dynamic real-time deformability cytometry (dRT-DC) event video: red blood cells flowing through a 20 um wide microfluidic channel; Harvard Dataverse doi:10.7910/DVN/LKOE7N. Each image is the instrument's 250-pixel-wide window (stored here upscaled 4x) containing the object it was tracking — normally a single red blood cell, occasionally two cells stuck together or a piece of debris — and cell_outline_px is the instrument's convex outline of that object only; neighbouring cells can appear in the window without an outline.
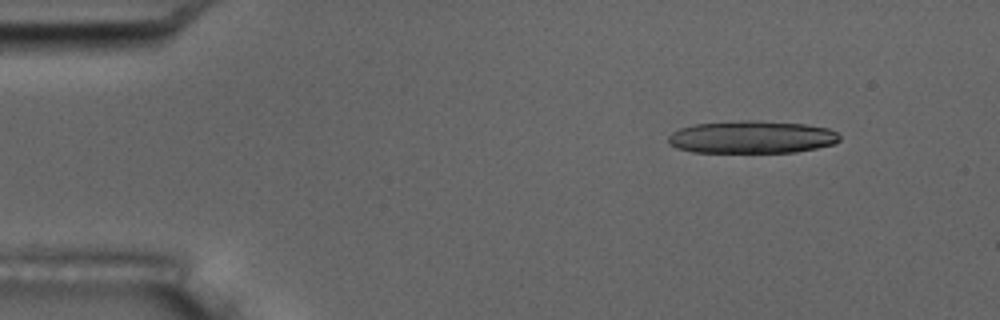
{"species": "common noctule bat (a hibernating species)", "species_latin": "Nyctalus noctula", "temperature_condition": "room temperature", "stored_images_in_passage": 4, "camera_frame_rate_fps": 3000, "um_per_image_px": 0.085, "animal": {"sex": "male", "body_mass_g": 17.5, "forearm_length_mm": 52.3}, "frame": {"image": 1, "passage_image": 2, "time_ms": 1.333, "image_size_px": [1000, 320], "cell_outline_px": [[840, 140], [832, 144], [816, 148], [796, 152], [692, 152], [676, 148], [668, 144], [668, 136], [672, 132], [680, 128], [696, 124], [740, 120], [752, 120], [804, 124], [828, 128], [836, 132], [840, 136]], "centroid_in_image_um": [63.87, 11.65], "position_along_channel_um": 21.1, "area_um2": 32.54}}